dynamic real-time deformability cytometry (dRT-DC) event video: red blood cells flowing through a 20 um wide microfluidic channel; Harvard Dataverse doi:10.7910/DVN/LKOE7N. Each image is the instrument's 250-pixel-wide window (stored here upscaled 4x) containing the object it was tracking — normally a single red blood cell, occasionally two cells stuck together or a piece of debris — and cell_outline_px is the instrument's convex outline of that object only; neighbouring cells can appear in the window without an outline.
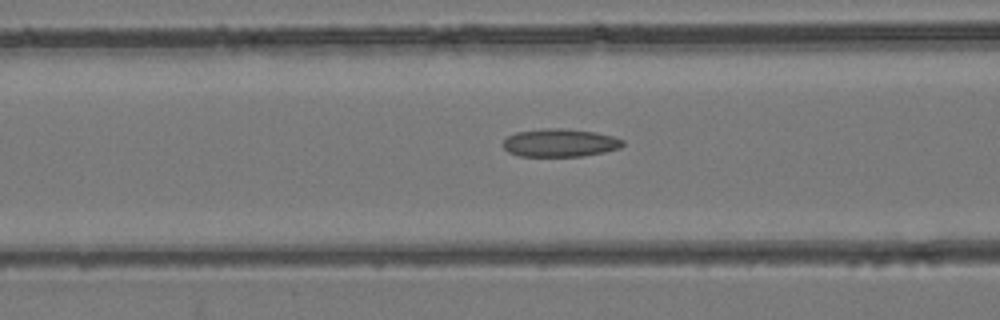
{"species": "common noctule bat (a hibernating species)", "species_latin": "Nyctalus noctula", "temperature_condition": "room temperature", "stored_images_in_passage": 42, "camera_frame_rate_fps": 3000, "um_per_image_px": 0.085, "animal": {"sex": "female", "body_mass_g": 24.6, "forearm_length_mm": 56.2}, "frame": {"image": 1, "passage_image": 16, "time_ms": 5.0, "image_size_px": [1000, 320], "cell_outline_px": [[624, 144], [620, 148], [604, 152], [584, 156], [520, 156], [508, 152], [504, 148], [504, 140], [508, 136], [516, 132], [544, 128], [560, 128], [596, 132], [612, 136], [624, 140]], "centroid_in_image_um": [47.61, 12.14], "position_along_channel_um": 119.0, "area_um2": 19.54}}
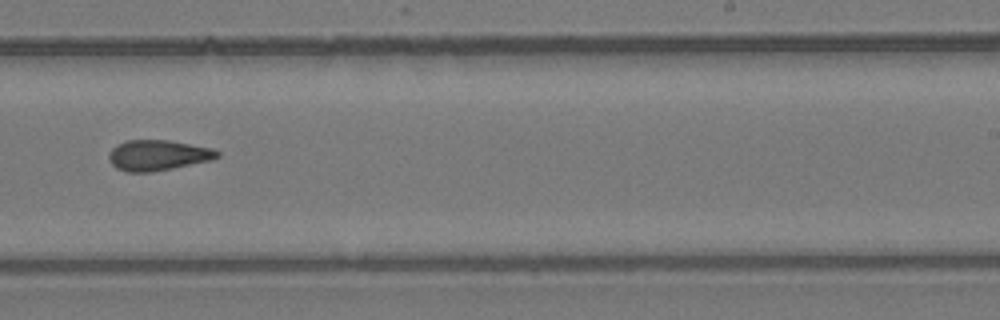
{"frame": {"image": 2, "passage_image": 26, "time_ms": 8.333, "image_size_px": [1000, 320], "cell_outline_px": [[220, 156], [212, 160], [152, 172], [128, 172], [116, 168], [112, 164], [108, 156], [112, 148], [116, 144], [124, 140], [168, 140], [212, 148], [220, 152]], "centroid_in_image_um": [13.41, 13.19], "position_along_channel_um": 275.6, "area_um2": 19.31}}
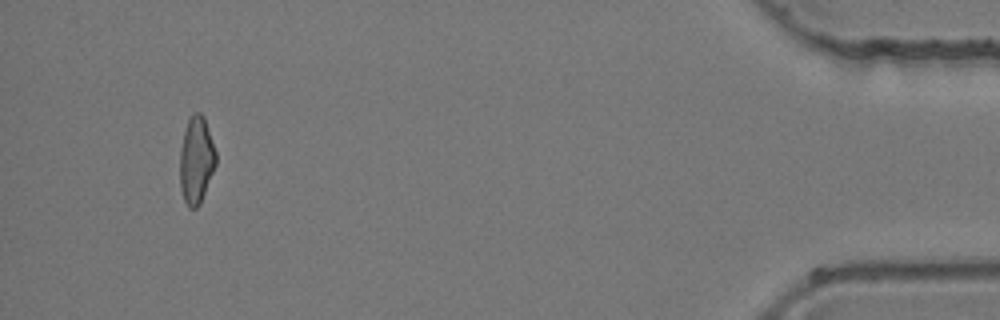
{"frame": {"image": 3, "passage_image": 40, "time_ms": 13.0, "image_size_px": [1000, 320], "cell_outline_px": [[216, 164], [200, 204], [196, 208], [188, 208], [184, 200], [180, 188], [180, 148], [188, 116], [192, 112], [200, 112], [204, 116], [216, 152]], "centroid_in_image_um": [16.67, 13.58], "position_along_channel_um": 418.5, "area_um2": 18.44}}